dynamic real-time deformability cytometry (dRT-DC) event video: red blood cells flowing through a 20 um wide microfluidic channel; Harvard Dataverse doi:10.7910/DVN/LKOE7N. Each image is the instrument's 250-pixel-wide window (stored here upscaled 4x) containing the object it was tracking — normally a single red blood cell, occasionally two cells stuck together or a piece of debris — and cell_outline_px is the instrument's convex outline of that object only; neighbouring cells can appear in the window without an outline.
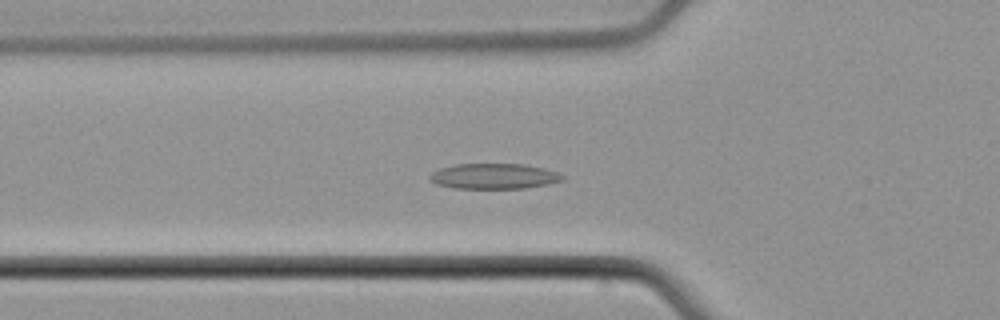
{"species": "common noctule bat (a hibernating species)", "species_latin": "Nyctalus noctula", "temperature_condition": "cold", "stored_images_in_passage": 47, "camera_frame_rate_fps": 3000, "um_per_image_px": 0.085, "animal": {"sex": "male", "body_mass_g": 21.5, "forearm_length_mm": 52.0}, "frame": {"image": 1, "passage_image": 11, "time_ms": 3.333, "image_size_px": [1000, 320], "cell_outline_px": [[564, 180], [548, 184], [524, 188], [456, 188], [436, 184], [428, 176], [432, 172], [440, 168], [456, 164], [524, 164], [544, 168], [556, 172], [564, 176]], "centroid_in_image_um": [42.0, 14.97], "position_along_channel_um": 83.8, "area_um2": 19.54}}
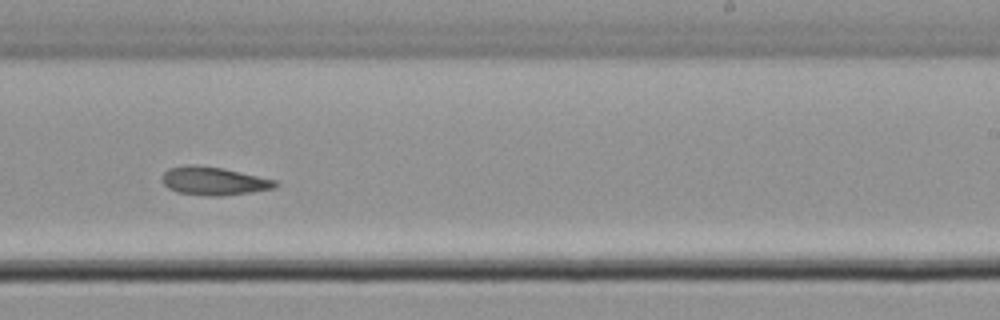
{"frame": {"image": 2, "passage_image": 26, "time_ms": 8.333, "image_size_px": [1000, 320], "cell_outline_px": [[280, 184], [276, 188], [252, 192], [220, 196], [208, 196], [176, 192], [168, 188], [160, 180], [164, 172], [168, 168], [192, 164], [224, 168], [276, 180]], "centroid_in_image_um": [18.17, 15.38], "position_along_channel_um": 270.8, "area_um2": 18.84}}
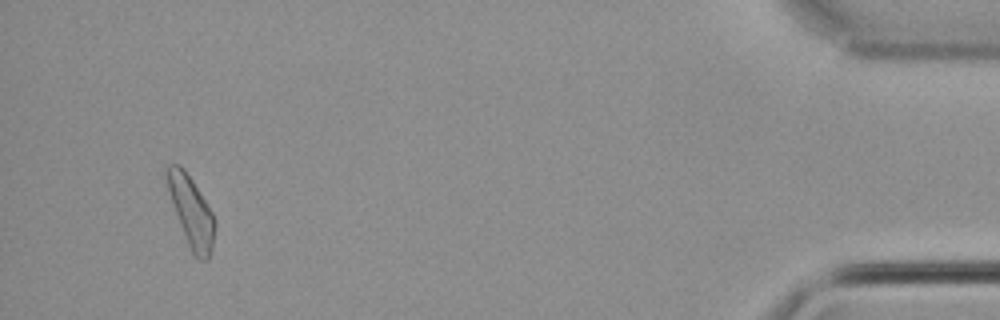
{"frame": {"image": 3, "passage_image": 44, "time_ms": 14.333, "image_size_px": [1000, 320], "cell_outline_px": [[216, 224], [212, 248], [208, 260], [196, 260], [188, 244], [172, 204], [164, 176], [164, 168], [168, 164], [180, 164], [184, 168], [192, 180], [212, 212]], "centroid_in_image_um": [16.23, 17.95], "position_along_channel_um": 419.0, "area_um2": 19.65}}